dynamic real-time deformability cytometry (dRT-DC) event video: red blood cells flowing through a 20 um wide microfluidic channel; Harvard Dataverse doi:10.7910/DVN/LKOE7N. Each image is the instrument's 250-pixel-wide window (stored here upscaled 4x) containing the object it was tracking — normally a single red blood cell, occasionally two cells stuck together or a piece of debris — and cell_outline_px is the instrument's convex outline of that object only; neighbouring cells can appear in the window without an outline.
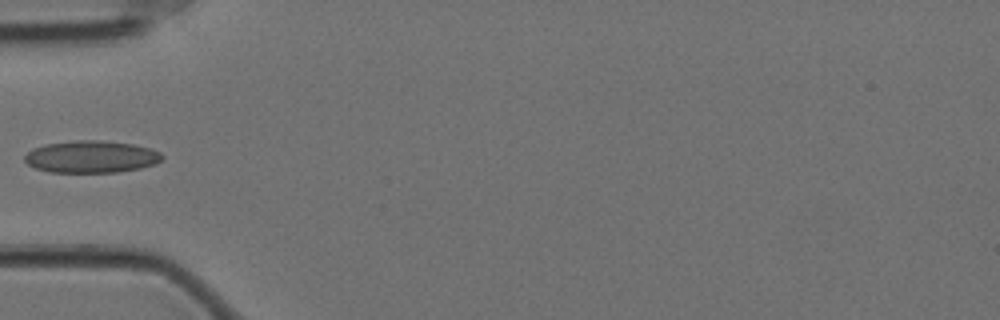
{"species": "Egyptian fruit bat (a non-hibernating species)", "species_latin": "Rousettus aegyptiacus", "temperature_condition": "cold", "stored_images_in_passage": 13, "camera_frame_rate_fps": 3000, "um_per_image_px": 0.085, "animal": {"sex": "female"}, "frame": {"image": 1, "passage_image": 1, "time_ms": 0.0, "image_size_px": [1000, 320], "cell_outline_px": [[164, 156], [156, 164], [140, 168], [116, 172], [48, 172], [36, 168], [28, 164], [24, 160], [24, 156], [32, 148], [44, 144], [76, 140], [100, 140], [132, 144], [152, 148], [160, 152]], "centroid_in_image_um": [7.75, 13.32], "position_along_channel_um": 77.2, "area_um2": 25.84}}
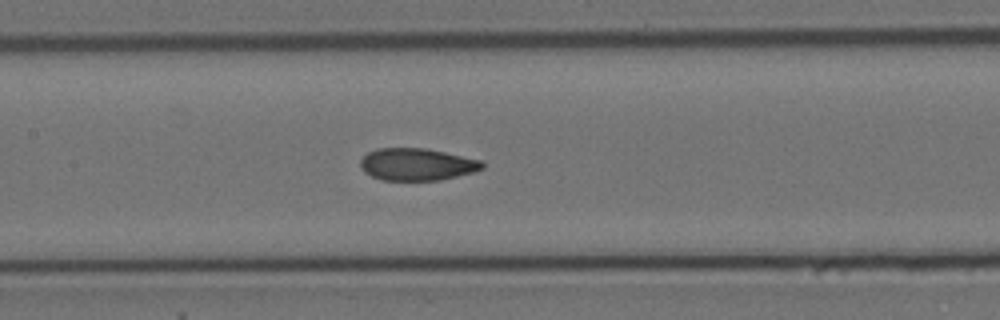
{"frame": {"image": 2, "passage_image": 9, "time_ms": 2.667, "image_size_px": [1000, 320], "cell_outline_px": [[484, 168], [472, 172], [440, 180], [380, 180], [364, 172], [360, 164], [360, 160], [368, 152], [376, 148], [428, 148], [480, 160], [484, 164]], "centroid_in_image_um": [35.41, 13.96], "position_along_channel_um": 172.0, "area_um2": 22.83}}
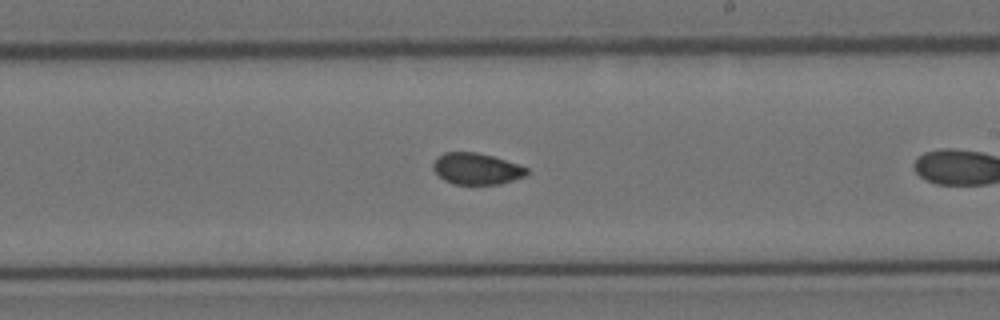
{"frame": {"image": 3, "passage_image": 12, "time_ms": 3.667, "image_size_px": [1000, 320], "cell_outline_px": [[528, 172], [524, 176], [500, 184], [452, 184], [444, 180], [432, 168], [432, 164], [436, 156], [444, 152], [476, 152], [492, 156], [520, 164], [528, 168]], "centroid_in_image_um": [40.48, 14.33], "position_along_channel_um": 248.5, "area_um2": 17.22}}